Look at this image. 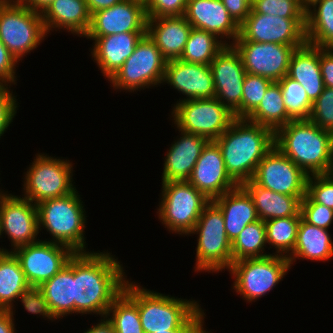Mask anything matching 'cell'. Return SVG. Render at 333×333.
I'll use <instances>...</instances> for the list:
<instances>
[{"mask_svg":"<svg viewBox=\"0 0 333 333\" xmlns=\"http://www.w3.org/2000/svg\"><path fill=\"white\" fill-rule=\"evenodd\" d=\"M108 252L74 253V313L106 316L123 292L122 265Z\"/></svg>","mask_w":333,"mask_h":333,"instance_id":"obj_1","label":"cell"},{"mask_svg":"<svg viewBox=\"0 0 333 333\" xmlns=\"http://www.w3.org/2000/svg\"><path fill=\"white\" fill-rule=\"evenodd\" d=\"M214 142L229 176L242 185L252 179L259 162L274 147V132L246 118H235Z\"/></svg>","mask_w":333,"mask_h":333,"instance_id":"obj_2","label":"cell"},{"mask_svg":"<svg viewBox=\"0 0 333 333\" xmlns=\"http://www.w3.org/2000/svg\"><path fill=\"white\" fill-rule=\"evenodd\" d=\"M274 146L308 176L333 172V133L309 119L292 120L277 129Z\"/></svg>","mask_w":333,"mask_h":333,"instance_id":"obj_3","label":"cell"},{"mask_svg":"<svg viewBox=\"0 0 333 333\" xmlns=\"http://www.w3.org/2000/svg\"><path fill=\"white\" fill-rule=\"evenodd\" d=\"M123 292L138 306L144 333L172 329H195L205 318V313L195 300H185L151 290L147 291L128 280Z\"/></svg>","mask_w":333,"mask_h":333,"instance_id":"obj_4","label":"cell"},{"mask_svg":"<svg viewBox=\"0 0 333 333\" xmlns=\"http://www.w3.org/2000/svg\"><path fill=\"white\" fill-rule=\"evenodd\" d=\"M75 189L70 194L47 199L36 205L38 226L46 228L53 243L69 247L74 253L86 252L84 229L85 209Z\"/></svg>","mask_w":333,"mask_h":333,"instance_id":"obj_5","label":"cell"},{"mask_svg":"<svg viewBox=\"0 0 333 333\" xmlns=\"http://www.w3.org/2000/svg\"><path fill=\"white\" fill-rule=\"evenodd\" d=\"M197 233L195 271L218 272L232 265L231 242L226 234L221 209L210 201L191 234Z\"/></svg>","mask_w":333,"mask_h":333,"instance_id":"obj_6","label":"cell"},{"mask_svg":"<svg viewBox=\"0 0 333 333\" xmlns=\"http://www.w3.org/2000/svg\"><path fill=\"white\" fill-rule=\"evenodd\" d=\"M161 189L159 219L169 231L191 234L210 200L187 180L162 182Z\"/></svg>","mask_w":333,"mask_h":333,"instance_id":"obj_7","label":"cell"},{"mask_svg":"<svg viewBox=\"0 0 333 333\" xmlns=\"http://www.w3.org/2000/svg\"><path fill=\"white\" fill-rule=\"evenodd\" d=\"M46 35L41 12L21 3H0V41L18 62Z\"/></svg>","mask_w":333,"mask_h":333,"instance_id":"obj_8","label":"cell"},{"mask_svg":"<svg viewBox=\"0 0 333 333\" xmlns=\"http://www.w3.org/2000/svg\"><path fill=\"white\" fill-rule=\"evenodd\" d=\"M291 269L287 257L268 255L232 262L228 268L234 277L233 289L251 302L273 289Z\"/></svg>","mask_w":333,"mask_h":333,"instance_id":"obj_9","label":"cell"},{"mask_svg":"<svg viewBox=\"0 0 333 333\" xmlns=\"http://www.w3.org/2000/svg\"><path fill=\"white\" fill-rule=\"evenodd\" d=\"M172 116L177 129L204 136L209 141L218 139L235 119L234 114L215 97L179 99Z\"/></svg>","mask_w":333,"mask_h":333,"instance_id":"obj_10","label":"cell"},{"mask_svg":"<svg viewBox=\"0 0 333 333\" xmlns=\"http://www.w3.org/2000/svg\"><path fill=\"white\" fill-rule=\"evenodd\" d=\"M166 62L155 42L146 34L137 43L133 54L108 81L115 89L129 92L159 85L163 83Z\"/></svg>","mask_w":333,"mask_h":333,"instance_id":"obj_11","label":"cell"},{"mask_svg":"<svg viewBox=\"0 0 333 333\" xmlns=\"http://www.w3.org/2000/svg\"><path fill=\"white\" fill-rule=\"evenodd\" d=\"M47 156L37 154L24 178L23 198L35 205L66 196L76 189L72 184V163Z\"/></svg>","mask_w":333,"mask_h":333,"instance_id":"obj_12","label":"cell"},{"mask_svg":"<svg viewBox=\"0 0 333 333\" xmlns=\"http://www.w3.org/2000/svg\"><path fill=\"white\" fill-rule=\"evenodd\" d=\"M12 252L18 258L28 283L35 287L53 278L74 254L69 247L49 240L19 246Z\"/></svg>","mask_w":333,"mask_h":333,"instance_id":"obj_13","label":"cell"},{"mask_svg":"<svg viewBox=\"0 0 333 333\" xmlns=\"http://www.w3.org/2000/svg\"><path fill=\"white\" fill-rule=\"evenodd\" d=\"M308 177L274 146L259 162L251 180L280 194L305 197Z\"/></svg>","mask_w":333,"mask_h":333,"instance_id":"obj_14","label":"cell"},{"mask_svg":"<svg viewBox=\"0 0 333 333\" xmlns=\"http://www.w3.org/2000/svg\"><path fill=\"white\" fill-rule=\"evenodd\" d=\"M235 41L304 45L305 19H288L251 10L239 25V36Z\"/></svg>","mask_w":333,"mask_h":333,"instance_id":"obj_15","label":"cell"},{"mask_svg":"<svg viewBox=\"0 0 333 333\" xmlns=\"http://www.w3.org/2000/svg\"><path fill=\"white\" fill-rule=\"evenodd\" d=\"M246 73L278 82L287 75L290 59L296 48L303 45H282L253 41H234Z\"/></svg>","mask_w":333,"mask_h":333,"instance_id":"obj_16","label":"cell"},{"mask_svg":"<svg viewBox=\"0 0 333 333\" xmlns=\"http://www.w3.org/2000/svg\"><path fill=\"white\" fill-rule=\"evenodd\" d=\"M215 86V98L235 116L241 118V97L246 70L240 54L230 43L210 63Z\"/></svg>","mask_w":333,"mask_h":333,"instance_id":"obj_17","label":"cell"},{"mask_svg":"<svg viewBox=\"0 0 333 333\" xmlns=\"http://www.w3.org/2000/svg\"><path fill=\"white\" fill-rule=\"evenodd\" d=\"M147 20L143 0H122L110 8L92 13L90 27L84 37L147 32Z\"/></svg>","mask_w":333,"mask_h":333,"instance_id":"obj_18","label":"cell"},{"mask_svg":"<svg viewBox=\"0 0 333 333\" xmlns=\"http://www.w3.org/2000/svg\"><path fill=\"white\" fill-rule=\"evenodd\" d=\"M0 218L1 232L8 234L13 249L38 241L37 207L30 200L5 194L0 198Z\"/></svg>","mask_w":333,"mask_h":333,"instance_id":"obj_19","label":"cell"},{"mask_svg":"<svg viewBox=\"0 0 333 333\" xmlns=\"http://www.w3.org/2000/svg\"><path fill=\"white\" fill-rule=\"evenodd\" d=\"M210 201L239 185L229 176L219 146L209 141L187 180Z\"/></svg>","mask_w":333,"mask_h":333,"instance_id":"obj_20","label":"cell"},{"mask_svg":"<svg viewBox=\"0 0 333 333\" xmlns=\"http://www.w3.org/2000/svg\"><path fill=\"white\" fill-rule=\"evenodd\" d=\"M163 82L173 86L187 98L205 99L215 97V86L210 65L189 63L179 59L166 62Z\"/></svg>","mask_w":333,"mask_h":333,"instance_id":"obj_21","label":"cell"},{"mask_svg":"<svg viewBox=\"0 0 333 333\" xmlns=\"http://www.w3.org/2000/svg\"><path fill=\"white\" fill-rule=\"evenodd\" d=\"M184 17L192 28L207 31L218 38L226 36L234 42L239 36V25L221 0H188Z\"/></svg>","mask_w":333,"mask_h":333,"instance_id":"obj_22","label":"cell"},{"mask_svg":"<svg viewBox=\"0 0 333 333\" xmlns=\"http://www.w3.org/2000/svg\"><path fill=\"white\" fill-rule=\"evenodd\" d=\"M147 32H125L101 37H87L94 40L92 57L103 76L110 79L134 52L137 43Z\"/></svg>","mask_w":333,"mask_h":333,"instance_id":"obj_23","label":"cell"},{"mask_svg":"<svg viewBox=\"0 0 333 333\" xmlns=\"http://www.w3.org/2000/svg\"><path fill=\"white\" fill-rule=\"evenodd\" d=\"M178 131L182 137L174 141L166 154L162 182L188 180L203 148L209 142L204 136Z\"/></svg>","mask_w":333,"mask_h":333,"instance_id":"obj_24","label":"cell"},{"mask_svg":"<svg viewBox=\"0 0 333 333\" xmlns=\"http://www.w3.org/2000/svg\"><path fill=\"white\" fill-rule=\"evenodd\" d=\"M191 29L184 15L147 20V34L167 61L180 58Z\"/></svg>","mask_w":333,"mask_h":333,"instance_id":"obj_25","label":"cell"},{"mask_svg":"<svg viewBox=\"0 0 333 333\" xmlns=\"http://www.w3.org/2000/svg\"><path fill=\"white\" fill-rule=\"evenodd\" d=\"M212 201L222 211L226 234L231 243L248 224L259 220L252 197L241 185Z\"/></svg>","mask_w":333,"mask_h":333,"instance_id":"obj_26","label":"cell"},{"mask_svg":"<svg viewBox=\"0 0 333 333\" xmlns=\"http://www.w3.org/2000/svg\"><path fill=\"white\" fill-rule=\"evenodd\" d=\"M41 17L47 34L52 28H63L82 37L88 32L91 23L85 0H53L41 12Z\"/></svg>","mask_w":333,"mask_h":333,"instance_id":"obj_27","label":"cell"},{"mask_svg":"<svg viewBox=\"0 0 333 333\" xmlns=\"http://www.w3.org/2000/svg\"><path fill=\"white\" fill-rule=\"evenodd\" d=\"M287 76L305 89L313 103L323 92L324 83L320 69V47L307 42L293 52Z\"/></svg>","mask_w":333,"mask_h":333,"instance_id":"obj_28","label":"cell"},{"mask_svg":"<svg viewBox=\"0 0 333 333\" xmlns=\"http://www.w3.org/2000/svg\"><path fill=\"white\" fill-rule=\"evenodd\" d=\"M252 197L257 215L262 221L283 217H301L300 204L304 197L280 194L261 187L252 180L241 185Z\"/></svg>","mask_w":333,"mask_h":333,"instance_id":"obj_29","label":"cell"},{"mask_svg":"<svg viewBox=\"0 0 333 333\" xmlns=\"http://www.w3.org/2000/svg\"><path fill=\"white\" fill-rule=\"evenodd\" d=\"M39 287L56 319L74 313V254L63 269Z\"/></svg>","mask_w":333,"mask_h":333,"instance_id":"obj_30","label":"cell"},{"mask_svg":"<svg viewBox=\"0 0 333 333\" xmlns=\"http://www.w3.org/2000/svg\"><path fill=\"white\" fill-rule=\"evenodd\" d=\"M299 257L315 261H327L333 257V242L328 230L311 225L301 218L294 250L288 257L290 265Z\"/></svg>","mask_w":333,"mask_h":333,"instance_id":"obj_31","label":"cell"},{"mask_svg":"<svg viewBox=\"0 0 333 333\" xmlns=\"http://www.w3.org/2000/svg\"><path fill=\"white\" fill-rule=\"evenodd\" d=\"M305 36L308 44L333 48V0H306Z\"/></svg>","mask_w":333,"mask_h":333,"instance_id":"obj_32","label":"cell"},{"mask_svg":"<svg viewBox=\"0 0 333 333\" xmlns=\"http://www.w3.org/2000/svg\"><path fill=\"white\" fill-rule=\"evenodd\" d=\"M29 287L30 284L14 253L0 252V310L9 311L13 316V302Z\"/></svg>","mask_w":333,"mask_h":333,"instance_id":"obj_33","label":"cell"},{"mask_svg":"<svg viewBox=\"0 0 333 333\" xmlns=\"http://www.w3.org/2000/svg\"><path fill=\"white\" fill-rule=\"evenodd\" d=\"M246 119L266 126L273 132L292 121L288 116L281 88L277 82H273L268 87L259 106Z\"/></svg>","mask_w":333,"mask_h":333,"instance_id":"obj_34","label":"cell"},{"mask_svg":"<svg viewBox=\"0 0 333 333\" xmlns=\"http://www.w3.org/2000/svg\"><path fill=\"white\" fill-rule=\"evenodd\" d=\"M204 30L192 28L179 60L189 63L210 65L215 56L228 43Z\"/></svg>","mask_w":333,"mask_h":333,"instance_id":"obj_35","label":"cell"},{"mask_svg":"<svg viewBox=\"0 0 333 333\" xmlns=\"http://www.w3.org/2000/svg\"><path fill=\"white\" fill-rule=\"evenodd\" d=\"M266 244L265 221L259 219L248 224L231 243L232 262L271 255L264 253Z\"/></svg>","mask_w":333,"mask_h":333,"instance_id":"obj_36","label":"cell"},{"mask_svg":"<svg viewBox=\"0 0 333 333\" xmlns=\"http://www.w3.org/2000/svg\"><path fill=\"white\" fill-rule=\"evenodd\" d=\"M300 219L301 217H283L265 221L266 241L276 248L275 255L288 258L293 252Z\"/></svg>","mask_w":333,"mask_h":333,"instance_id":"obj_37","label":"cell"},{"mask_svg":"<svg viewBox=\"0 0 333 333\" xmlns=\"http://www.w3.org/2000/svg\"><path fill=\"white\" fill-rule=\"evenodd\" d=\"M105 317L116 333H144L138 306L124 292L113 301Z\"/></svg>","mask_w":333,"mask_h":333,"instance_id":"obj_38","label":"cell"},{"mask_svg":"<svg viewBox=\"0 0 333 333\" xmlns=\"http://www.w3.org/2000/svg\"><path fill=\"white\" fill-rule=\"evenodd\" d=\"M277 83L280 85L288 116L292 120L309 119L312 102L302 85L287 75Z\"/></svg>","mask_w":333,"mask_h":333,"instance_id":"obj_39","label":"cell"},{"mask_svg":"<svg viewBox=\"0 0 333 333\" xmlns=\"http://www.w3.org/2000/svg\"><path fill=\"white\" fill-rule=\"evenodd\" d=\"M252 11L288 19H305L306 0H252Z\"/></svg>","mask_w":333,"mask_h":333,"instance_id":"obj_40","label":"cell"},{"mask_svg":"<svg viewBox=\"0 0 333 333\" xmlns=\"http://www.w3.org/2000/svg\"><path fill=\"white\" fill-rule=\"evenodd\" d=\"M272 80L246 73L241 97V118H247L260 104Z\"/></svg>","mask_w":333,"mask_h":333,"instance_id":"obj_41","label":"cell"},{"mask_svg":"<svg viewBox=\"0 0 333 333\" xmlns=\"http://www.w3.org/2000/svg\"><path fill=\"white\" fill-rule=\"evenodd\" d=\"M306 194L315 203L333 209V172L309 176Z\"/></svg>","mask_w":333,"mask_h":333,"instance_id":"obj_42","label":"cell"},{"mask_svg":"<svg viewBox=\"0 0 333 333\" xmlns=\"http://www.w3.org/2000/svg\"><path fill=\"white\" fill-rule=\"evenodd\" d=\"M309 120L333 133V88L324 87L321 95L312 103Z\"/></svg>","mask_w":333,"mask_h":333,"instance_id":"obj_43","label":"cell"},{"mask_svg":"<svg viewBox=\"0 0 333 333\" xmlns=\"http://www.w3.org/2000/svg\"><path fill=\"white\" fill-rule=\"evenodd\" d=\"M300 214L305 222L327 230L333 221V209L315 203L307 194L301 200Z\"/></svg>","mask_w":333,"mask_h":333,"instance_id":"obj_44","label":"cell"},{"mask_svg":"<svg viewBox=\"0 0 333 333\" xmlns=\"http://www.w3.org/2000/svg\"><path fill=\"white\" fill-rule=\"evenodd\" d=\"M188 0H143L148 18L184 15Z\"/></svg>","mask_w":333,"mask_h":333,"instance_id":"obj_45","label":"cell"},{"mask_svg":"<svg viewBox=\"0 0 333 333\" xmlns=\"http://www.w3.org/2000/svg\"><path fill=\"white\" fill-rule=\"evenodd\" d=\"M20 298L25 310L32 314H40L50 320H56L40 287L30 286L17 299Z\"/></svg>","mask_w":333,"mask_h":333,"instance_id":"obj_46","label":"cell"},{"mask_svg":"<svg viewBox=\"0 0 333 333\" xmlns=\"http://www.w3.org/2000/svg\"><path fill=\"white\" fill-rule=\"evenodd\" d=\"M16 102V98L12 91L10 92L8 85H0V138L16 115Z\"/></svg>","mask_w":333,"mask_h":333,"instance_id":"obj_47","label":"cell"},{"mask_svg":"<svg viewBox=\"0 0 333 333\" xmlns=\"http://www.w3.org/2000/svg\"><path fill=\"white\" fill-rule=\"evenodd\" d=\"M18 60L9 52L7 47L0 41V85L16 84V63ZM8 83V84H6Z\"/></svg>","mask_w":333,"mask_h":333,"instance_id":"obj_48","label":"cell"},{"mask_svg":"<svg viewBox=\"0 0 333 333\" xmlns=\"http://www.w3.org/2000/svg\"><path fill=\"white\" fill-rule=\"evenodd\" d=\"M233 20L240 25L250 14L252 0H221Z\"/></svg>","mask_w":333,"mask_h":333,"instance_id":"obj_49","label":"cell"},{"mask_svg":"<svg viewBox=\"0 0 333 333\" xmlns=\"http://www.w3.org/2000/svg\"><path fill=\"white\" fill-rule=\"evenodd\" d=\"M320 69L324 87L333 88V48L320 47Z\"/></svg>","mask_w":333,"mask_h":333,"instance_id":"obj_50","label":"cell"},{"mask_svg":"<svg viewBox=\"0 0 333 333\" xmlns=\"http://www.w3.org/2000/svg\"><path fill=\"white\" fill-rule=\"evenodd\" d=\"M90 14L97 11L107 9L115 4L120 3L122 0H85Z\"/></svg>","mask_w":333,"mask_h":333,"instance_id":"obj_51","label":"cell"},{"mask_svg":"<svg viewBox=\"0 0 333 333\" xmlns=\"http://www.w3.org/2000/svg\"><path fill=\"white\" fill-rule=\"evenodd\" d=\"M13 320L9 311L0 310V333H16Z\"/></svg>","mask_w":333,"mask_h":333,"instance_id":"obj_52","label":"cell"},{"mask_svg":"<svg viewBox=\"0 0 333 333\" xmlns=\"http://www.w3.org/2000/svg\"><path fill=\"white\" fill-rule=\"evenodd\" d=\"M106 318V319H105ZM84 333H116L112 323L104 316V319L93 325L91 328L86 330Z\"/></svg>","mask_w":333,"mask_h":333,"instance_id":"obj_53","label":"cell"},{"mask_svg":"<svg viewBox=\"0 0 333 333\" xmlns=\"http://www.w3.org/2000/svg\"><path fill=\"white\" fill-rule=\"evenodd\" d=\"M53 0H22L21 4L35 10L42 12Z\"/></svg>","mask_w":333,"mask_h":333,"instance_id":"obj_54","label":"cell"},{"mask_svg":"<svg viewBox=\"0 0 333 333\" xmlns=\"http://www.w3.org/2000/svg\"><path fill=\"white\" fill-rule=\"evenodd\" d=\"M194 329H172L154 333H191Z\"/></svg>","mask_w":333,"mask_h":333,"instance_id":"obj_55","label":"cell"},{"mask_svg":"<svg viewBox=\"0 0 333 333\" xmlns=\"http://www.w3.org/2000/svg\"><path fill=\"white\" fill-rule=\"evenodd\" d=\"M203 322H201L191 333H209V332H206V330H204V327L203 326Z\"/></svg>","mask_w":333,"mask_h":333,"instance_id":"obj_56","label":"cell"},{"mask_svg":"<svg viewBox=\"0 0 333 333\" xmlns=\"http://www.w3.org/2000/svg\"><path fill=\"white\" fill-rule=\"evenodd\" d=\"M22 0H0V3H21Z\"/></svg>","mask_w":333,"mask_h":333,"instance_id":"obj_57","label":"cell"},{"mask_svg":"<svg viewBox=\"0 0 333 333\" xmlns=\"http://www.w3.org/2000/svg\"><path fill=\"white\" fill-rule=\"evenodd\" d=\"M1 235H2V232H1V218H0V237H1ZM5 251H8L7 249H1L0 248V252H5Z\"/></svg>","mask_w":333,"mask_h":333,"instance_id":"obj_58","label":"cell"},{"mask_svg":"<svg viewBox=\"0 0 333 333\" xmlns=\"http://www.w3.org/2000/svg\"><path fill=\"white\" fill-rule=\"evenodd\" d=\"M5 195V193H3L2 191L0 192V198L2 197V196H4Z\"/></svg>","mask_w":333,"mask_h":333,"instance_id":"obj_59","label":"cell"}]
</instances>
